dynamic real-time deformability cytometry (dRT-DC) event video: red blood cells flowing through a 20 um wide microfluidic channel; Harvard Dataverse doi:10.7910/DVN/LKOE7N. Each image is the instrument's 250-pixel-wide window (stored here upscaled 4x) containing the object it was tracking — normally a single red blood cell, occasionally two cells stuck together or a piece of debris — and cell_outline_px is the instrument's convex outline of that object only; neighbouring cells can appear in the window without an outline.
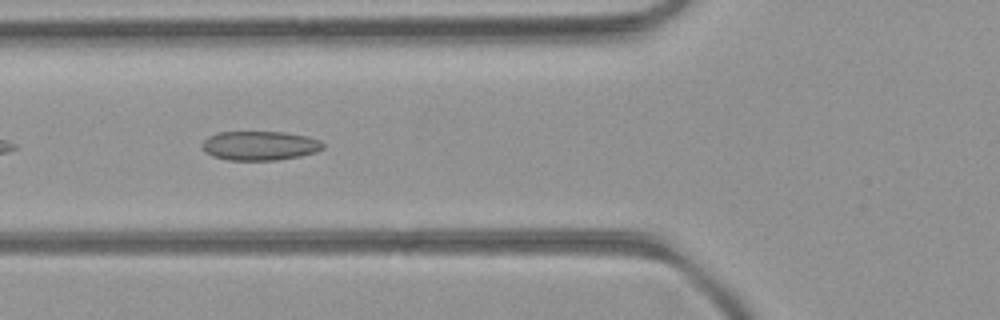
{"species": "common noctule bat (a hibernating species)", "species_latin": "Nyctalus noctula", "temperature_condition": "room temperature", "stored_images_in_passage": 8, "camera_frame_rate_fps": 3000, "um_per_image_px": 0.085, "animal": {"sex": "female", "body_mass_g": 21.9}, "frame": {"image": 1, "passage_image": 3, "time_ms": 0.667, "image_size_px": [1000, 320], "cell_outline_px": [[324, 148], [316, 152], [300, 156], [276, 160], [228, 160], [212, 156], [204, 152], [200, 144], [208, 136], [220, 132], [284, 132], [308, 136], [320, 140], [324, 144]], "centroid_in_image_um": [22.07, 12.38], "position_along_channel_um": 103.7, "area_um2": 20.75}}
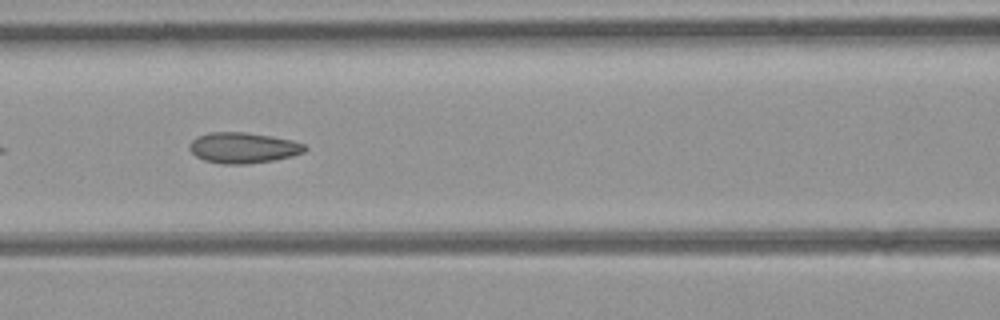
{"frame": {"image": 2, "passage_image": 6, "time_ms": 1.667, "image_size_px": [1000, 320], "cell_outline_px": [[308, 148], [304, 152], [292, 156], [276, 160], [248, 164], [220, 164], [204, 160], [196, 156], [188, 148], [188, 144], [196, 136], [208, 132], [244, 132], [272, 136], [292, 140], [304, 144]], "centroid_in_image_um": [20.66, 12.56], "position_along_channel_um": 145.9, "area_um2": 20.92}}